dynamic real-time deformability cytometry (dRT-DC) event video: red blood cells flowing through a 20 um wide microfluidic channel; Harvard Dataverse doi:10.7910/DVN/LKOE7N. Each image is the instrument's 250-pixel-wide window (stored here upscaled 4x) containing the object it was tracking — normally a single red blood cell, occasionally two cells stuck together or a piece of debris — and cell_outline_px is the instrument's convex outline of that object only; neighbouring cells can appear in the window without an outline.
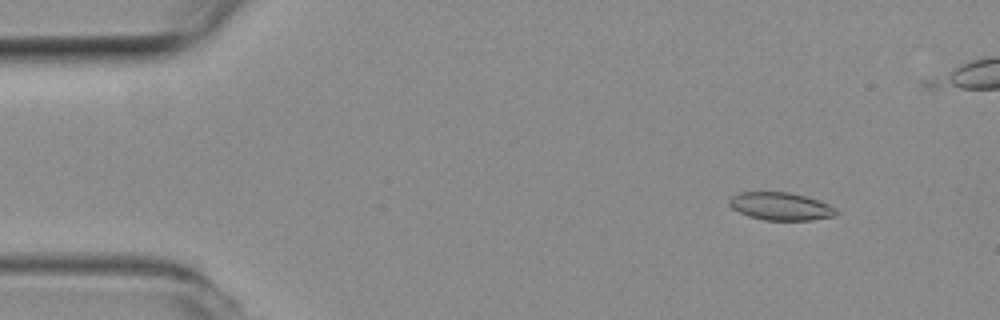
{"species": "common noctule bat (a hibernating species)", "species_latin": "Nyctalus noctula", "temperature_condition": "room temperature", "stored_images_in_passage": 51, "camera_frame_rate_fps": 3000, "um_per_image_px": 0.085, "animal": {"sex": "female", "body_mass_g": 19.3, "forearm_length_mm": 54.1}, "frame": {"image": 1, "passage_image": 6, "time_ms": 1.667, "image_size_px": [1000, 320], "cell_outline_px": [[836, 216], [812, 220], [764, 220], [748, 216], [732, 208], [728, 204], [728, 200], [732, 196], [740, 192], [788, 192], [804, 196], [828, 204], [836, 208]], "centroid_in_image_um": [66.33, 17.54], "position_along_channel_um": 18.7, "area_um2": 17.22}}
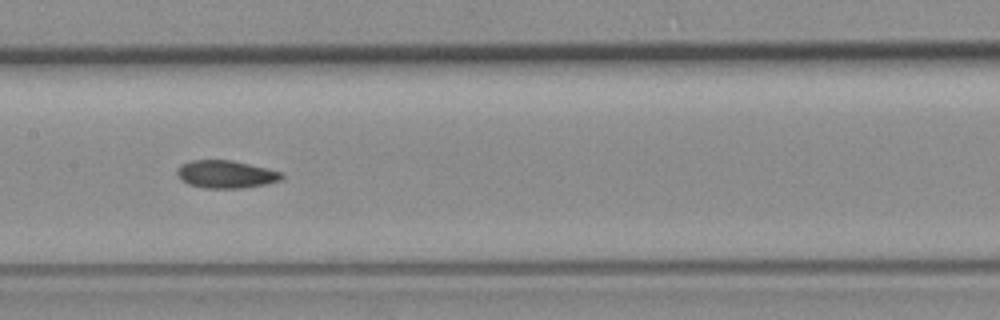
{"frame": {"image": 2, "passage_image": 26, "time_ms": 8.333, "image_size_px": [1000, 320], "cell_outline_px": [[284, 176], [280, 180], [268, 184], [240, 188], [204, 188], [188, 184], [176, 172], [176, 168], [180, 164], [192, 160], [232, 160], [268, 168], [284, 172]], "centroid_in_image_um": [19.24, 14.8], "position_along_channel_um": 188.2, "area_um2": 16.99}}
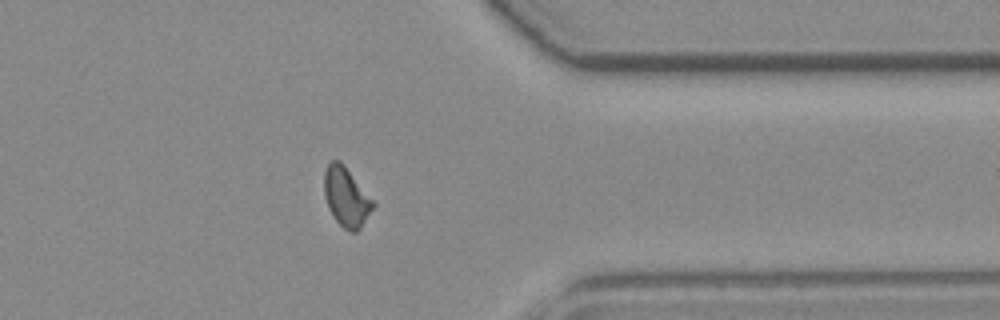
{"frame": {"image": 3, "passage_image": 42, "time_ms": 13.667, "image_size_px": [1000, 320], "cell_outline_px": [[376, 204], [360, 228], [356, 232], [352, 232], [344, 228], [336, 220], [328, 208], [324, 196], [324, 172], [328, 164], [332, 160], [340, 160], [344, 164], [376, 200]], "centroid_in_image_um": [29.46, 16.71], "position_along_channel_um": 381.9, "area_um2": 17.22}, "authors_computed_cell_mechanics": {"area_um2": 16.9932, "velocity_mm_per_s": 3.8733, "shape_relaxation_time_tau1_ms": 6.4441, "shape_relaxation_time_tau2_ms": 2.2266, "deformation_change_tau1": 0.1413, "deformation_change_tau2": 0.077}}